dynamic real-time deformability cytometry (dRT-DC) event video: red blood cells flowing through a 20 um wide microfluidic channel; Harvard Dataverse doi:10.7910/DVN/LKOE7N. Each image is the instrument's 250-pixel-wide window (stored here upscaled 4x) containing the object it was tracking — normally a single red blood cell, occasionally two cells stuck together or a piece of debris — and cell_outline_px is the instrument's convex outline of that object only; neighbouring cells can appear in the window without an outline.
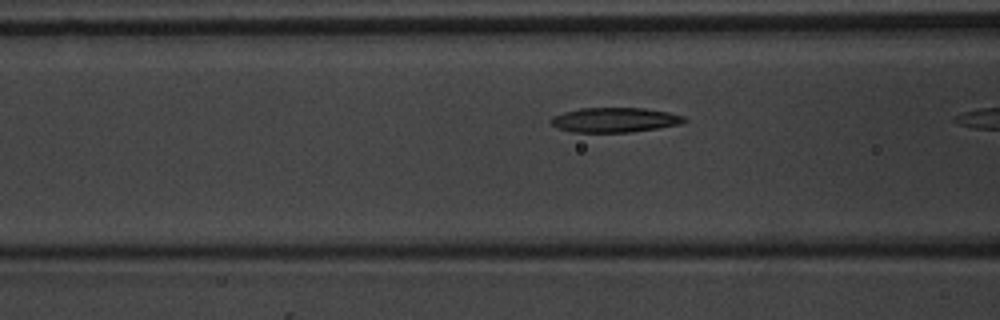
{"species": "common noctule bat (a hibernating species)", "species_latin": "Nyctalus noctula", "temperature_condition": "warm", "stored_images_in_passage": 9, "camera_frame_rate_fps": 3000, "um_per_image_px": 0.085, "animal": {"sex": "male", "body_mass_g": 20.1, "forearm_length_mm": 53.5}, "frame": {"image": 1, "passage_image": 8, "time_ms": 2.333, "image_size_px": [1000, 320], "cell_outline_px": [[688, 120], [680, 124], [632, 132], [572, 132], [560, 128], [552, 124], [548, 120], [552, 116], [564, 112], [580, 108], [644, 108], [668, 112], [684, 116]], "centroid_in_image_um": [52.25, 10.19], "position_along_channel_um": 114.4, "area_um2": 19.13}}